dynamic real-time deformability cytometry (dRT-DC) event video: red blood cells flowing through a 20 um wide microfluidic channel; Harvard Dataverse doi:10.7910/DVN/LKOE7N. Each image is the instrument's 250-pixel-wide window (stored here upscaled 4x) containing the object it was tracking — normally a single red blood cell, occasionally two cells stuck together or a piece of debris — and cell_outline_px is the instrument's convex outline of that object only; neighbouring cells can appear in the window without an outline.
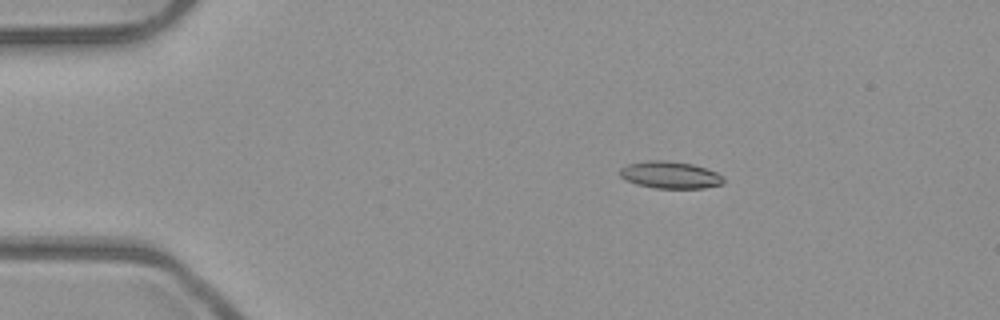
{"species": "common noctule bat (a hibernating species)", "species_latin": "Nyctalus noctula", "temperature_condition": "room temperature", "stored_images_in_passage": 2, "camera_frame_rate_fps": 3000, "um_per_image_px": 0.085, "animal": {"sex": "male", "body_mass_g": 23.1, "forearm_length_mm": 52.7}, "frame": {"image": 1, "passage_image": 1, "time_ms": 0.0, "image_size_px": [1000, 320], "cell_outline_px": [[724, 184], [704, 188], [652, 188], [636, 184], [624, 180], [620, 176], [620, 168], [628, 164], [648, 160], [668, 160], [692, 164], [716, 172], [724, 176]], "centroid_in_image_um": [56.96, 14.87], "position_along_channel_um": 28.0, "area_um2": 16.53}}
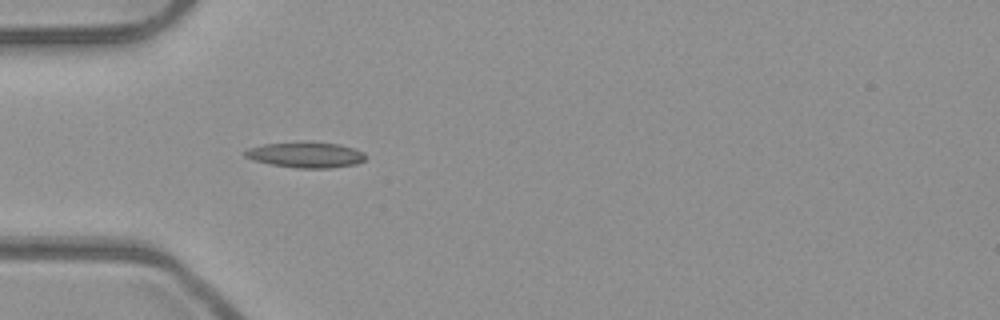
{"frame": {"image": 2, "passage_image": 2, "time_ms": 0.333, "image_size_px": [1000, 320], "cell_outline_px": [[364, 160], [356, 164], [332, 168], [296, 168], [272, 164], [256, 160], [244, 156], [244, 152], [248, 148], [264, 144], [300, 140], [312, 140], [340, 144], [364, 152]], "centroid_in_image_um": [26.0, 13.12], "position_along_channel_um": 59.0, "area_um2": 18.38}}